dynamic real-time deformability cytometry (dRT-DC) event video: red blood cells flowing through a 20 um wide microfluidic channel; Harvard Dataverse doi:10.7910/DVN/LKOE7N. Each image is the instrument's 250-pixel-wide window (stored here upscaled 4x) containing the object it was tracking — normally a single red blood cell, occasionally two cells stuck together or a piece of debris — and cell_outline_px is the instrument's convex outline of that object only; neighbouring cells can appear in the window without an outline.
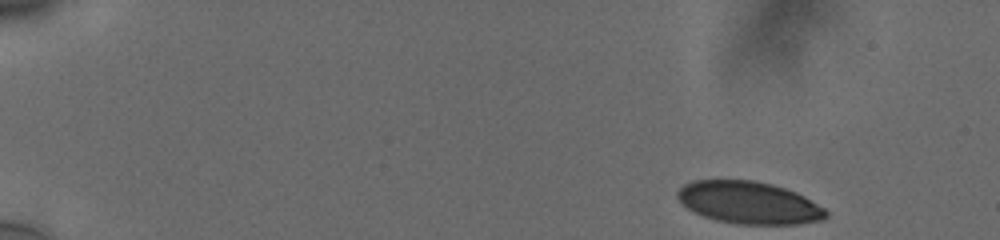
{"species": "human", "species_latin": "Homo sapiens", "temperature_condition": "cold", "stored_images_in_passage": 51, "camera_frame_rate_fps": 3000, "um_per_image_px": 0.085, "donor": {"sex": "male"}, "frame": {"image": 1, "passage_image": 1, "time_ms": 0.0, "image_size_px": [1000, 240], "cell_outline_px": [[828, 216], [824, 220], [796, 224], [740, 224], [716, 220], [704, 216], [688, 208], [676, 196], [676, 192], [684, 184], [692, 180], [752, 180], [772, 184], [796, 192], [804, 196], [824, 208], [828, 212]], "centroid_in_image_um": [63.67, 17.22], "position_along_channel_um": 21.3, "area_um2": 36.47}}
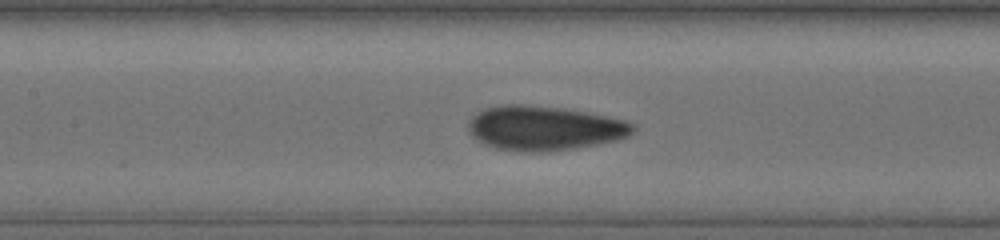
{"frame": {"image": 2, "passage_image": 23, "time_ms": 7.333, "image_size_px": [1000, 240], "cell_outline_px": [[636, 128], [628, 136], [616, 140], [576, 148], [548, 152], [520, 152], [496, 148], [484, 144], [472, 136], [468, 128], [468, 120], [476, 112], [484, 108], [504, 104], [520, 104], [556, 108], [584, 112], [624, 120], [636, 124]], "centroid_in_image_um": [46.22, 10.9], "position_along_channel_um": 161.2, "area_um2": 42.6}}
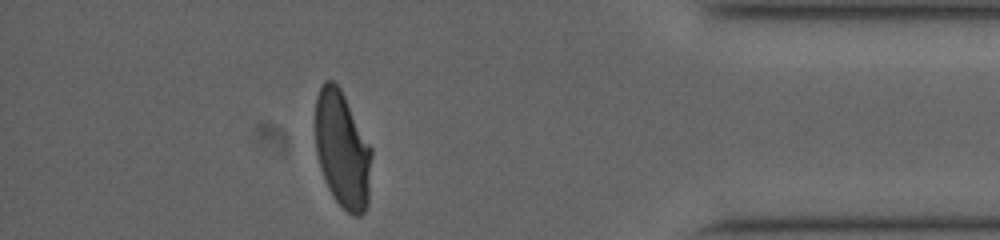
{"frame": {"image": 3, "passage_image": 45, "time_ms": 14.667, "image_size_px": [1000, 240], "cell_outline_px": [[372, 156], [368, 204], [364, 212], [360, 216], [352, 216], [336, 200], [328, 188], [320, 168], [316, 152], [316, 96], [324, 80], [332, 80], [340, 88], [372, 148]], "centroid_in_image_um": [29.11, 12.74], "position_along_channel_um": 406.1, "area_um2": 38.21}, "authors_computed_cell_mechanics": {"area_um2": 39.882, "velocity_mm_per_s": 3.7584, "shape_relaxation_time_tau1_ms": 7.8209, "shape_relaxation_time_tau2_ms": 0.9228, "deformation_change_tau1": 0.2119, "deformation_change_tau2": 0.0661}}